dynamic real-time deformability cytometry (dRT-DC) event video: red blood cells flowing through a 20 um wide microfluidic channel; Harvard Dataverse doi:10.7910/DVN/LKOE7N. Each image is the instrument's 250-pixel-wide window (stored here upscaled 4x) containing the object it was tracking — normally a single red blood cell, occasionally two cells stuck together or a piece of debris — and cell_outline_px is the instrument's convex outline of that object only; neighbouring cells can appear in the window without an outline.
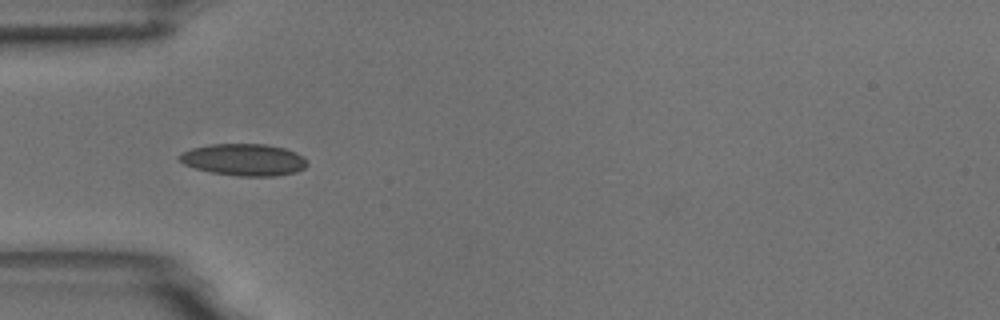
{"species": "common noctule bat (a hibernating species)", "species_latin": "Nyctalus noctula", "temperature_condition": "room temperature", "stored_images_in_passage": 53, "camera_frame_rate_fps": 3000, "um_per_image_px": 0.085, "animal": {"sex": "male", "body_mass_g": 18.8}, "frame": {"image": 1, "passage_image": 16, "time_ms": 5.0, "image_size_px": [1000, 320], "cell_outline_px": [[308, 164], [304, 168], [296, 172], [272, 176], [236, 176], [212, 172], [196, 168], [184, 164], [176, 156], [180, 152], [192, 148], [212, 144], [264, 144], [284, 148], [296, 152], [304, 156], [308, 160]], "centroid_in_image_um": [20.74, 13.57], "position_along_channel_um": 64.3, "area_um2": 23.81}, "authors_computed_cell_mechanics": {"area_um2": 21.386, "velocity_mm_per_s": 3.7194, "shape_relaxation_time_tau1_ms": 5.0171, "shape_relaxation_time_tau2_ms": 3.3394, "deformation_change_tau1": 0.1205, "deformation_change_tau2": 0.0893}}